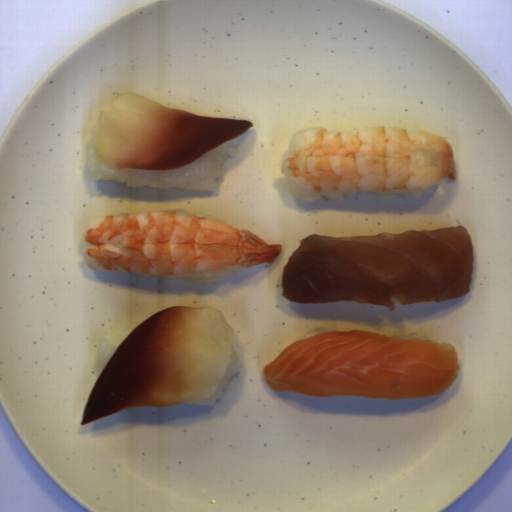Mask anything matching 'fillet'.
<instances>
[{
  "mask_svg": "<svg viewBox=\"0 0 512 512\" xmlns=\"http://www.w3.org/2000/svg\"><path fill=\"white\" fill-rule=\"evenodd\" d=\"M475 260L464 225L375 236L310 234L283 267L281 295L298 304L401 306L470 293Z\"/></svg>",
  "mask_w": 512,
  "mask_h": 512,
  "instance_id": "1",
  "label": "fillet"
},
{
  "mask_svg": "<svg viewBox=\"0 0 512 512\" xmlns=\"http://www.w3.org/2000/svg\"><path fill=\"white\" fill-rule=\"evenodd\" d=\"M235 328L222 310L173 305L138 324L104 364L80 425L128 408L212 398L232 355Z\"/></svg>",
  "mask_w": 512,
  "mask_h": 512,
  "instance_id": "2",
  "label": "fillet"
},
{
  "mask_svg": "<svg viewBox=\"0 0 512 512\" xmlns=\"http://www.w3.org/2000/svg\"><path fill=\"white\" fill-rule=\"evenodd\" d=\"M460 372L452 343L362 329L300 339L262 368L277 392L389 401L438 396Z\"/></svg>",
  "mask_w": 512,
  "mask_h": 512,
  "instance_id": "3",
  "label": "fillet"
},
{
  "mask_svg": "<svg viewBox=\"0 0 512 512\" xmlns=\"http://www.w3.org/2000/svg\"><path fill=\"white\" fill-rule=\"evenodd\" d=\"M253 124L169 108L128 91L110 100L95 120L90 140L108 168L172 170L239 138Z\"/></svg>",
  "mask_w": 512,
  "mask_h": 512,
  "instance_id": "4",
  "label": "fillet"
}]
</instances>
